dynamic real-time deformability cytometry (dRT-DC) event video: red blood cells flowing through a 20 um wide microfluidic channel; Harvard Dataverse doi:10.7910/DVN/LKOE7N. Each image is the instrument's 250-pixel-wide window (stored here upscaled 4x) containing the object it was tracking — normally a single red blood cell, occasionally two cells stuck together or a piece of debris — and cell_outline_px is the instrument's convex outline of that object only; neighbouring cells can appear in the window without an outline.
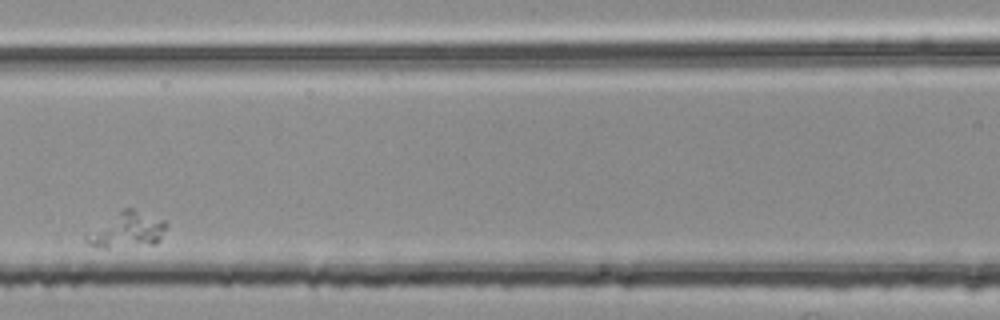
{"species": "common noctule bat (a hibernating species)", "species_latin": "Nyctalus noctula", "temperature_condition": "room temperature", "stored_images_in_passage": 4, "camera_frame_rate_fps": 3000, "um_per_image_px": 0.085, "animal": {"sex": "female", "body_mass_g": 25.1}, "frame": {"image": 1, "passage_image": 3, "time_ms": 0.667, "image_size_px": [1000, 320], "cell_outline_px": [[168, 224], [160, 240], [156, 244], [108, 248], [104, 248], [88, 244], [84, 240], [84, 236], [88, 232], [124, 208], [132, 208], [164, 220]], "centroid_in_image_um": [10.82, 19.57], "position_along_channel_um": 155.8, "area_um2": 16.42}}